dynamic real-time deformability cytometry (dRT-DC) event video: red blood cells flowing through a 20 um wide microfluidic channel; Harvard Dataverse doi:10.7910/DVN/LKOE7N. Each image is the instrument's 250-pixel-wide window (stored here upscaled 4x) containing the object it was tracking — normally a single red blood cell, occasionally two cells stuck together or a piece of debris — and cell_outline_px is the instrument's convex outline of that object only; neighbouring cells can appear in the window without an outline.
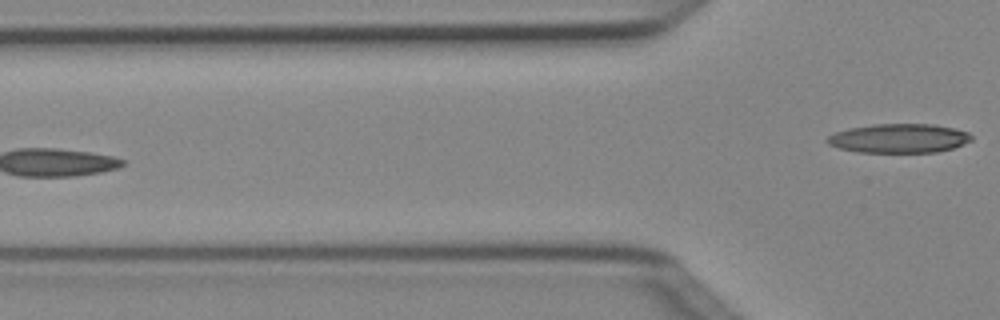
{"species": "Egyptian fruit bat (a non-hibernating species)", "species_latin": "Rousettus aegyptiacus", "temperature_condition": "cold", "stored_images_in_passage": 5, "camera_frame_rate_fps": 3000, "um_per_image_px": 0.085, "animal": {"sex": "female"}, "frame": {"image": 1, "passage_image": 5, "time_ms": 1.333, "image_size_px": [1000, 320], "cell_outline_px": [[972, 140], [952, 148], [936, 152], [856, 152], [840, 148], [828, 144], [824, 140], [828, 136], [836, 132], [848, 128], [872, 124], [932, 124], [952, 128], [968, 132], [972, 136]], "centroid_in_image_um": [76.37, 11.75], "position_along_channel_um": 49.4, "area_um2": 24.39}}